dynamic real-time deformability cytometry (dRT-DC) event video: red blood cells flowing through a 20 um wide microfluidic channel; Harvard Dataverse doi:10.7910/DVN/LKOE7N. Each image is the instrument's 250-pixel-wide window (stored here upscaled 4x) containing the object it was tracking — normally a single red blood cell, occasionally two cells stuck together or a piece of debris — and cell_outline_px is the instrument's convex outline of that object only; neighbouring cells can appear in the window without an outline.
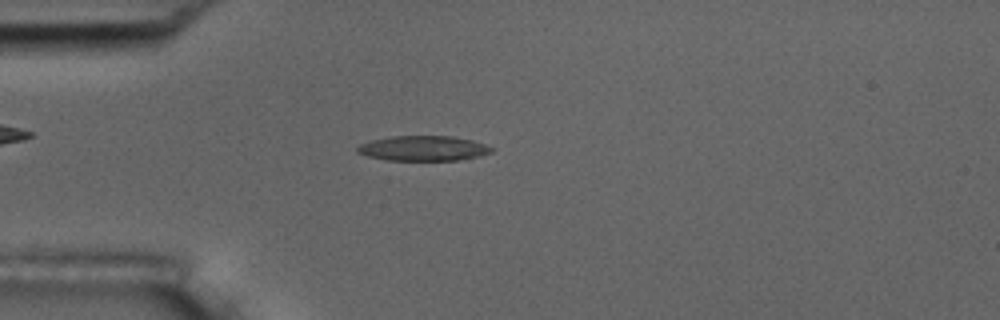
{"species": "common noctule bat (a hibernating species)", "species_latin": "Nyctalus noctula", "temperature_condition": "room temperature", "stored_images_in_passage": 51, "camera_frame_rate_fps": 3000, "um_per_image_px": 0.085, "animal": {"sex": "male", "body_mass_g": 17.5, "forearm_length_mm": 52.3}, "frame": {"image": 1, "passage_image": 11, "time_ms": 3.333, "image_size_px": [1000, 320], "cell_outline_px": [[496, 148], [492, 152], [480, 156], [456, 160], [388, 160], [368, 156], [356, 152], [356, 148], [360, 144], [372, 140], [392, 136], [452, 136], [472, 140]], "centroid_in_image_um": [36.0, 12.6], "position_along_channel_um": 49.0, "area_um2": 19.54}}
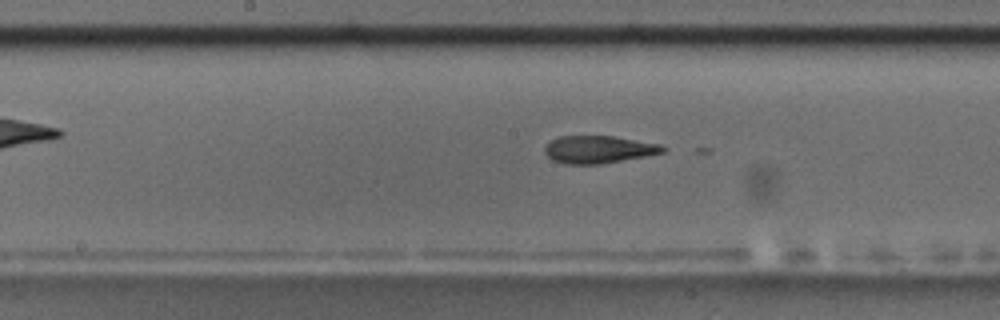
{"frame": {"image": 2, "passage_image": 24, "time_ms": 7.667, "image_size_px": [1000, 320], "cell_outline_px": [[668, 148], [664, 152], [644, 156], [600, 164], [564, 164], [552, 160], [544, 152], [544, 148], [556, 136], [612, 136], [660, 144]], "centroid_in_image_um": [50.86, 12.7], "position_along_channel_um": 197.3, "area_um2": 18.84}}
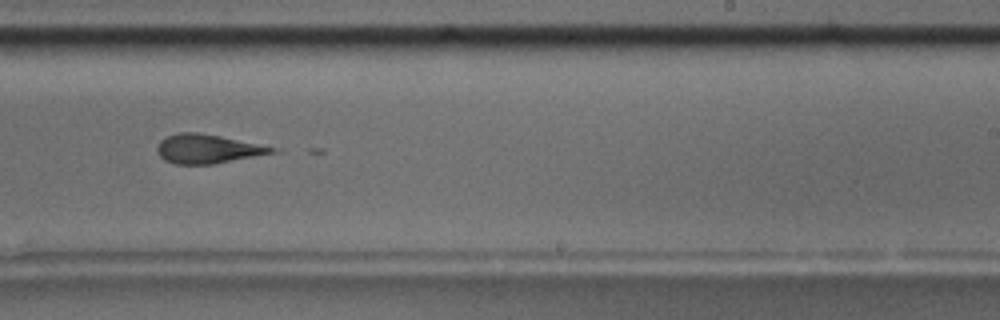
{"frame": {"image": 3, "passage_image": 30, "time_ms": 9.667, "image_size_px": [1000, 320], "cell_outline_px": [[284, 152], [212, 164], [176, 164], [164, 160], [156, 152], [156, 148], [160, 140], [168, 136], [180, 132], [196, 132], [220, 136], [284, 148]], "centroid_in_image_um": [17.79, 12.66], "position_along_channel_um": 271.2, "area_um2": 20.0}, "authors_computed_cell_mechanics": {"area_um2": 19.5364, "velocity_mm_per_s": 3.7186, "shape_relaxation_time_tau1_ms": 8.9577, "shape_relaxation_time_tau2_ms": 3.3471, "deformation_change_tau1": 0.2546, "deformation_change_tau2": 0.1245}}